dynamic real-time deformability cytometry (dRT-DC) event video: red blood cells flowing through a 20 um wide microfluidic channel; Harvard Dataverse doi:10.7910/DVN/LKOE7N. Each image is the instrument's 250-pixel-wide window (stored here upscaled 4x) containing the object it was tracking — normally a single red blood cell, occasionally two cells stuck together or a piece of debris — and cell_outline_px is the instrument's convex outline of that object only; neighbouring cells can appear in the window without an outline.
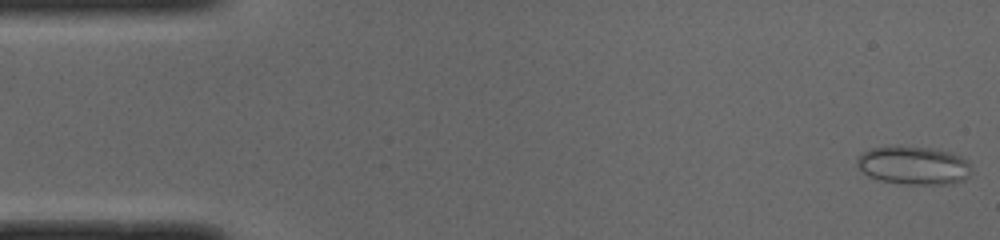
{"species": "common noctule bat (a hibernating species)", "species_latin": "Nyctalus noctula", "temperature_condition": "cold", "stored_images_in_passage": 50, "camera_frame_rate_fps": 3000, "um_per_image_px": 0.085, "animal": {"sex": "male", "body_mass_g": 19.0, "forearm_length_mm": 50.8}, "frame": {"image": 1, "passage_image": 1, "time_ms": 0.0, "image_size_px": [1000, 240], "cell_outline_px": [[968, 176], [964, 180], [952, 184], [904, 184], [880, 180], [868, 176], [856, 164], [856, 160], [864, 152], [872, 148], [896, 144], [932, 148], [952, 152], [968, 160]], "centroid_in_image_um": [77.64, 14.03], "position_along_channel_um": 7.4, "area_um2": 25.78}}
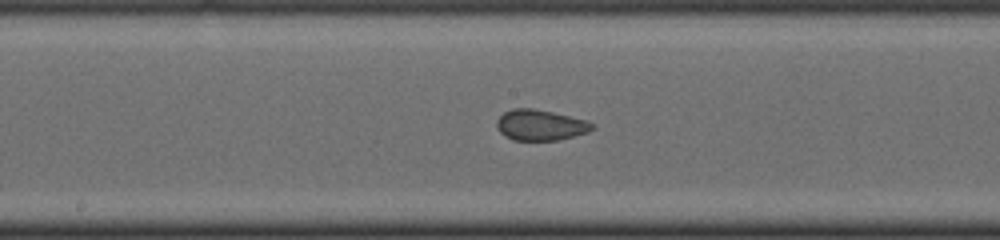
{"frame": {"image": 2, "passage_image": 25, "time_ms": 8.0, "image_size_px": [1000, 240], "cell_outline_px": [[596, 128], [588, 132], [556, 140], [512, 140], [504, 136], [500, 132], [496, 124], [496, 120], [504, 112], [512, 108], [532, 108], [552, 112], [584, 120], [592, 124]], "centroid_in_image_um": [45.88, 10.63], "position_along_channel_um": 202.3, "area_um2": 16.94}}
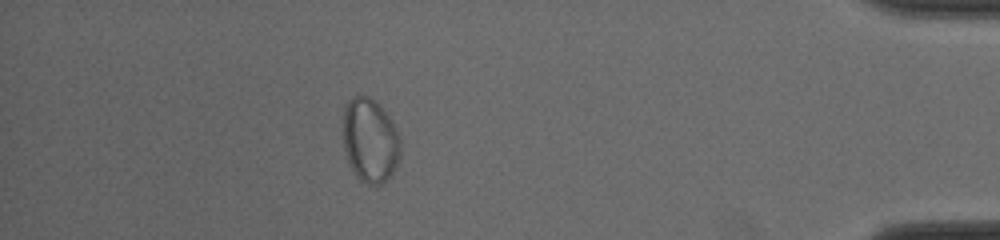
{"frame": {"image": 3, "passage_image": 44, "time_ms": 14.333, "image_size_px": [1000, 240], "cell_outline_px": [[400, 156], [392, 172], [380, 184], [368, 184], [360, 180], [352, 172], [348, 164], [344, 148], [344, 108], [348, 100], [352, 96], [368, 96], [392, 120], [396, 128], [400, 140]], "centroid_in_image_um": [31.43, 11.95], "position_along_channel_um": 403.8, "area_um2": 27.8}}